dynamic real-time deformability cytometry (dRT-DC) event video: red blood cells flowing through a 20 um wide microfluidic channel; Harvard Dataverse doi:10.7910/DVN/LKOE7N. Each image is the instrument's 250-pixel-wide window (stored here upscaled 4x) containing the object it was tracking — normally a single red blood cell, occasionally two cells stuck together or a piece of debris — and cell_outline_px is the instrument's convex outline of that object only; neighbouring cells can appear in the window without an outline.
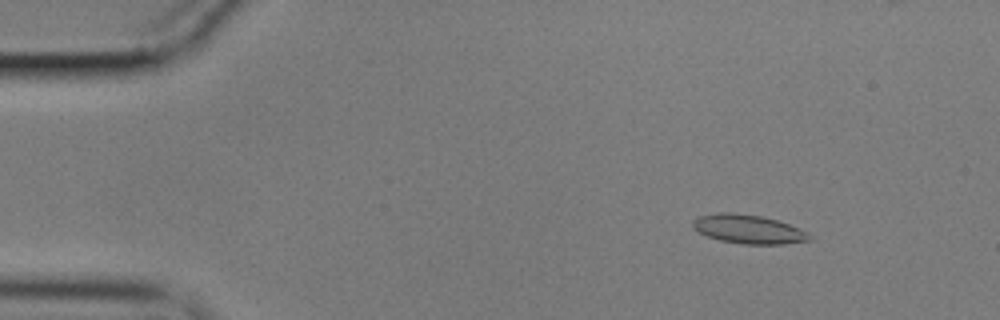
{"species": "common noctule bat (a hibernating species)", "species_latin": "Nyctalus noctula", "temperature_condition": "cold", "stored_images_in_passage": 54, "camera_frame_rate_fps": 3000, "um_per_image_px": 0.085, "animal": {"sex": "male", "body_mass_g": 17.9}, "frame": {"image": 1, "passage_image": 4, "time_ms": 1.0, "image_size_px": [1000, 320], "cell_outline_px": [[812, 240], [784, 244], [744, 244], [720, 240], [708, 236], [692, 228], [692, 220], [700, 216], [716, 212], [728, 212], [760, 216], [776, 220], [800, 228], [812, 236]], "centroid_in_image_um": [63.61, 19.48], "position_along_channel_um": 21.4, "area_um2": 19.54}}
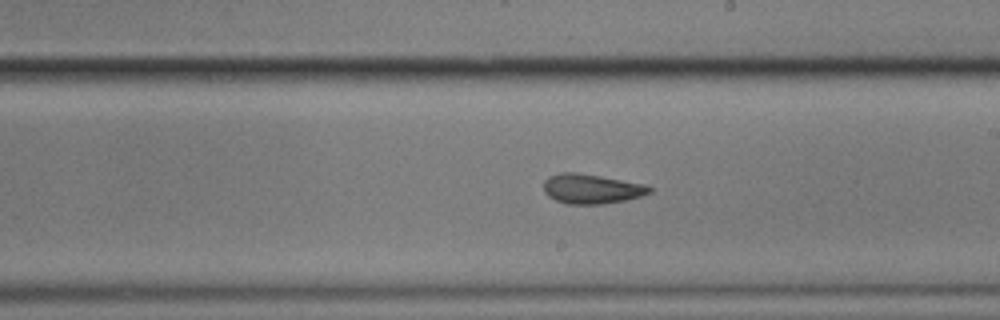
{"frame": {"image": 2, "passage_image": 29, "time_ms": 9.333, "image_size_px": [1000, 320], "cell_outline_px": [[652, 192], [640, 196], [624, 200], [600, 204], [564, 204], [548, 196], [544, 192], [544, 180], [548, 176], [560, 172], [576, 172], [600, 176], [644, 184], [652, 188]], "centroid_in_image_um": [50.23, 16.04], "position_along_channel_um": 238.8, "area_um2": 18.26}}
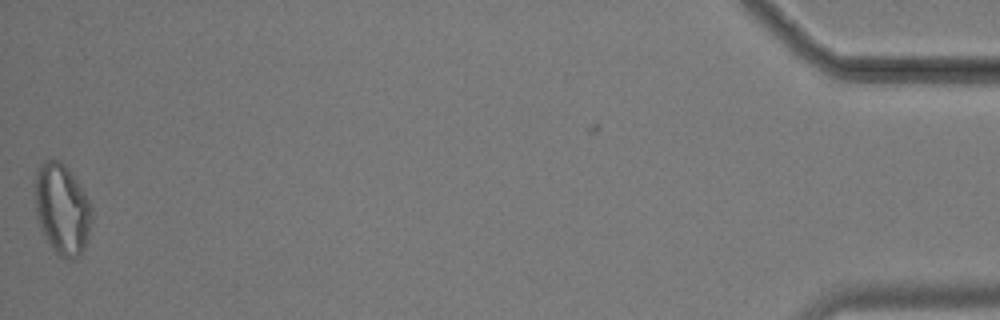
{"frame": {"image": 3, "passage_image": 53, "time_ms": 17.333, "image_size_px": [1000, 320], "cell_outline_px": [[92, 216], [88, 240], [84, 248], [76, 260], [68, 260], [56, 256], [40, 228], [36, 216], [36, 172], [40, 164], [44, 160], [56, 160], [64, 164], [72, 172], [84, 192], [92, 208]], "centroid_in_image_um": [5.29, 17.83], "position_along_channel_um": 429.9, "area_um2": 30.29}, "authors_computed_cell_mechanics": {"area_um2": 19.1896, "velocity_mm_per_s": 3.5502, "shape_relaxation_time_tau1_ms": null, "shape_relaxation_time_tau2_ms": 3.1759, "deformation_change_tau1": null, "deformation_change_tau2": 0.0924}}